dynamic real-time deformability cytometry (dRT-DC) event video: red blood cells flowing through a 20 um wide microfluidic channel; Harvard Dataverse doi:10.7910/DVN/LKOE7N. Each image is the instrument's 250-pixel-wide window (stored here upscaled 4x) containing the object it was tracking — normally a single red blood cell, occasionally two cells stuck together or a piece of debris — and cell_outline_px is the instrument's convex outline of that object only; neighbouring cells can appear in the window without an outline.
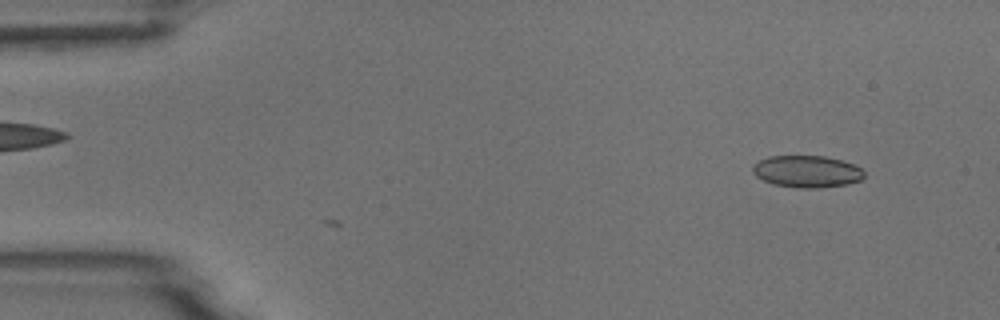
{"species": "common noctule bat (a hibernating species)", "species_latin": "Nyctalus noctula", "temperature_condition": "room temperature", "stored_images_in_passage": 5, "camera_frame_rate_fps": 3000, "um_per_image_px": 0.085, "animal": {"sex": "male", "body_mass_g": 18.8}, "frame": {"image": 1, "passage_image": 5, "time_ms": 4.667, "image_size_px": [1000, 320], "cell_outline_px": [[864, 176], [860, 180], [848, 184], [820, 188], [800, 188], [772, 184], [756, 176], [752, 172], [752, 164], [768, 156], [824, 156], [840, 160], [852, 164], [860, 168], [864, 172]], "centroid_in_image_um": [68.56, 14.58], "position_along_channel_um": 16.4, "area_um2": 20.75}}